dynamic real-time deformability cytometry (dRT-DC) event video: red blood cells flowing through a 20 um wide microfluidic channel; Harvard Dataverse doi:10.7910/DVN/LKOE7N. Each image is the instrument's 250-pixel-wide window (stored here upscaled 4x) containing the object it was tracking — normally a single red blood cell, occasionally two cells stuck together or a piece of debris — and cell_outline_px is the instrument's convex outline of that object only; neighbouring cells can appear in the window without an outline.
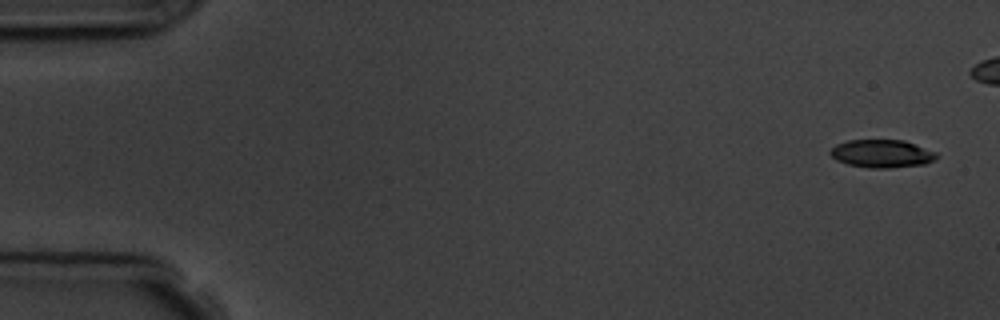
{"species": "common noctule bat (a hibernating species)", "species_latin": "Nyctalus noctula", "temperature_condition": "room temperature", "stored_images_in_passage": 6, "camera_frame_rate_fps": 3000, "um_per_image_px": 0.085, "animal": {"sex": "male", "body_mass_g": 19.5, "forearm_length_mm": 54.6}, "frame": {"image": 1, "passage_image": 1, "time_ms": 0.0, "image_size_px": [1000, 320], "cell_outline_px": [[940, 156], [936, 160], [924, 164], [888, 168], [868, 168], [848, 164], [836, 160], [828, 152], [836, 144], [848, 140], [904, 140], [936, 152]], "centroid_in_image_um": [74.97, 13.06], "position_along_channel_um": 10.0, "area_um2": 17.4}}
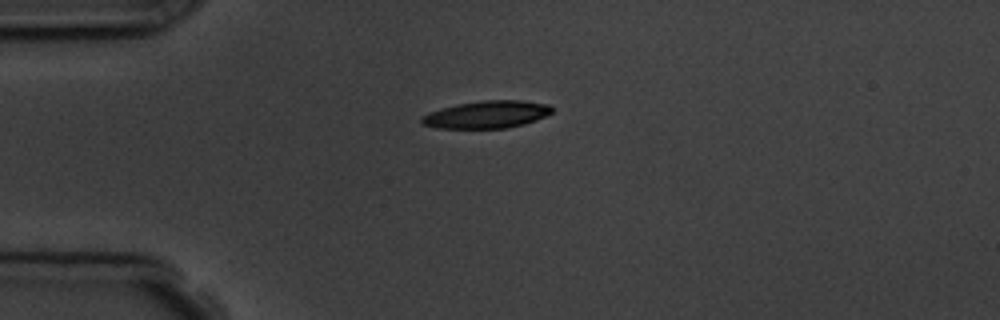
{"frame": {"image": 2, "passage_image": 6, "time_ms": 6.0, "image_size_px": [1000, 320], "cell_outline_px": [[552, 112], [536, 120], [524, 124], [508, 128], [436, 128], [420, 124], [420, 116], [428, 112], [440, 108], [456, 104], [484, 100], [520, 100], [548, 104], [552, 108]], "centroid_in_image_um": [41.31, 9.73], "position_along_channel_um": 43.7, "area_um2": 20.98}}